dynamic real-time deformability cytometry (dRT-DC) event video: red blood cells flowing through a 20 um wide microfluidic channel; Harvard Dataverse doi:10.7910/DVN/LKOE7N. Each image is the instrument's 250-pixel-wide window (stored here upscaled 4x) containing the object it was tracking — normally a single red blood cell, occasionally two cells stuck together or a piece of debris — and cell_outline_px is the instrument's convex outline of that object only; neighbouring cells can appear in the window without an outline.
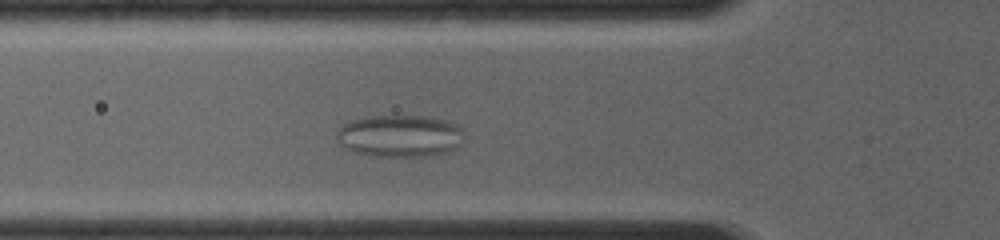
{"species": "common noctule bat (a hibernating species)", "species_latin": "Nyctalus noctula", "temperature_condition": "room temperature", "stored_images_in_passage": 41, "camera_frame_rate_fps": 4000, "um_per_image_px": 0.085, "animal": {"sex": "female", "body_mass_g": 19.0, "forearm_length_mm": 56.7}, "frame": {"image": 1, "passage_image": 10, "time_ms": 2.75, "image_size_px": [1000, 240], "cell_outline_px": [[464, 136], [460, 144], [456, 148], [444, 152], [424, 156], [376, 156], [356, 152], [344, 148], [336, 140], [336, 132], [344, 124], [352, 120], [372, 116], [432, 116], [448, 120], [456, 124], [464, 132]], "centroid_in_image_um": [34.0, 11.54], "position_along_channel_um": 91.8, "area_um2": 31.33}}
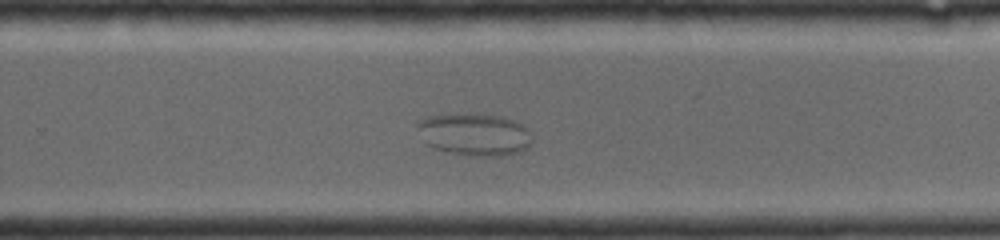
{"frame": {"image": 2, "passage_image": 27, "time_ms": 7.5, "image_size_px": [1000, 240], "cell_outline_px": [[532, 140], [528, 148], [520, 152], [500, 156], [468, 156], [432, 148], [424, 144], [416, 128], [420, 120], [428, 116], [500, 116], [512, 120], [528, 128], [532, 136]], "centroid_in_image_um": [40.34, 11.48], "position_along_channel_um": 289.5, "area_um2": 27.86}}
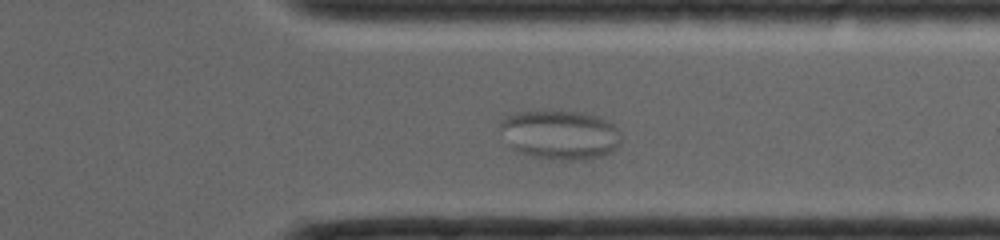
{"frame": {"image": 3, "passage_image": 33, "time_ms": 9.25, "image_size_px": [1000, 240], "cell_outline_px": [[620, 144], [612, 152], [600, 156], [584, 160], [564, 160], [532, 156], [520, 152], [512, 148], [500, 128], [500, 120], [508, 116], [524, 112], [584, 112], [608, 120], [620, 132]], "centroid_in_image_um": [47.65, 11.47], "position_along_channel_um": 363.7, "area_um2": 34.22}}